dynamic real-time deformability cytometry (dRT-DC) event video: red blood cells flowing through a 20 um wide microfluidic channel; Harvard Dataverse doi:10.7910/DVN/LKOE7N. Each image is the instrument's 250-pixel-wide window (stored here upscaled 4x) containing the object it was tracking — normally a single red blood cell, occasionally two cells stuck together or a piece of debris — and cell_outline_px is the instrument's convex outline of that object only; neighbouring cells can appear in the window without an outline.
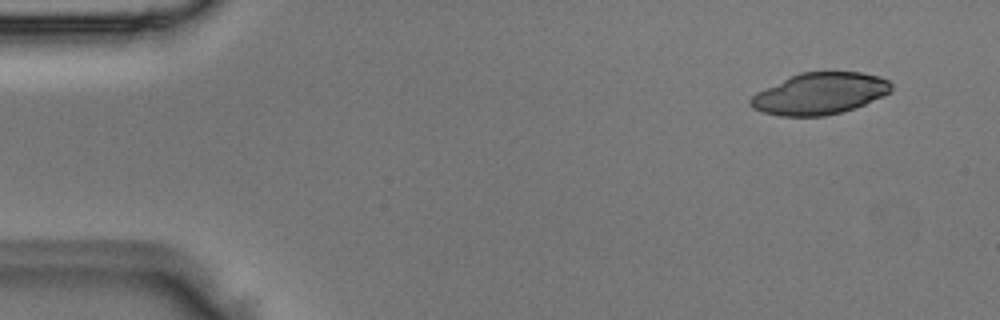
{"species": "Egyptian fruit bat (a non-hibernating species)", "species_latin": "Rousettus aegyptiacus", "temperature_condition": "room temperature", "stored_images_in_passage": 4, "camera_frame_rate_fps": 3000, "um_per_image_px": 0.085, "animal": {"sex": "male"}, "frame": {"image": 1, "passage_image": 1, "time_ms": 0.0, "image_size_px": [1000, 320], "cell_outline_px": [[892, 92], [864, 104], [840, 112], [824, 116], [780, 116], [764, 112], [752, 108], [748, 104], [748, 100], [756, 92], [800, 72], [860, 72], [880, 76], [888, 80], [892, 84]], "centroid_in_image_um": [69.68, 7.95], "position_along_channel_um": 15.3, "area_um2": 33.99}}